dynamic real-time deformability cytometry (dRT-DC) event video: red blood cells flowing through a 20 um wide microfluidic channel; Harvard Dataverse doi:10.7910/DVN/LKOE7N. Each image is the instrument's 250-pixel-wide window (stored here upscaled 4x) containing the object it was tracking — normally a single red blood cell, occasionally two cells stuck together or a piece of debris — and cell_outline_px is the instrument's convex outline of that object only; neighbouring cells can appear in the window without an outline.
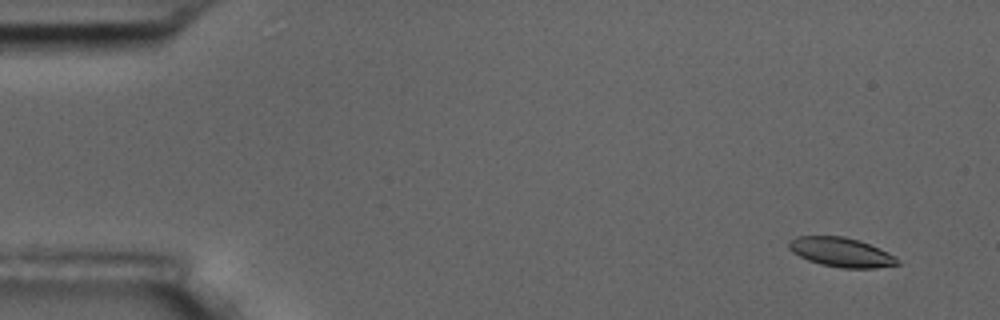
{"species": "common noctule bat (a hibernating species)", "species_latin": "Nyctalus noctula", "temperature_condition": "room temperature", "stored_images_in_passage": 6, "camera_frame_rate_fps": 3000, "um_per_image_px": 0.085, "animal": {"sex": "male", "body_mass_g": 17.5, "forearm_length_mm": 52.3}, "frame": {"image": 1, "passage_image": 2, "time_ms": 1.0, "image_size_px": [1000, 320], "cell_outline_px": [[900, 264], [876, 268], [840, 268], [820, 264], [808, 260], [792, 252], [788, 248], [788, 244], [796, 236], [844, 236], [860, 240], [888, 252], [896, 256], [900, 260]], "centroid_in_image_um": [71.53, 21.44], "position_along_channel_um": 13.5, "area_um2": 18.67}}
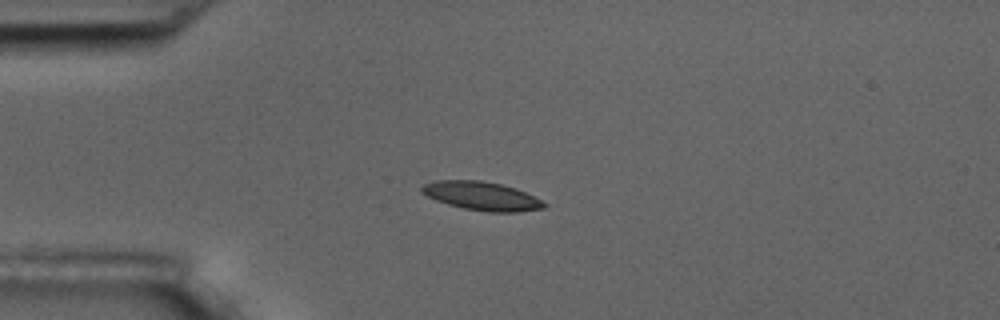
{"frame": {"image": 2, "passage_image": 5, "time_ms": 4.667, "image_size_px": [1000, 320], "cell_outline_px": [[548, 204], [544, 208], [520, 212], [488, 212], [464, 208], [448, 204], [436, 200], [420, 192], [420, 188], [424, 184], [436, 180], [480, 180], [500, 184], [516, 188]], "centroid_in_image_um": [40.93, 16.66], "position_along_channel_um": 44.1, "area_um2": 20.29}}